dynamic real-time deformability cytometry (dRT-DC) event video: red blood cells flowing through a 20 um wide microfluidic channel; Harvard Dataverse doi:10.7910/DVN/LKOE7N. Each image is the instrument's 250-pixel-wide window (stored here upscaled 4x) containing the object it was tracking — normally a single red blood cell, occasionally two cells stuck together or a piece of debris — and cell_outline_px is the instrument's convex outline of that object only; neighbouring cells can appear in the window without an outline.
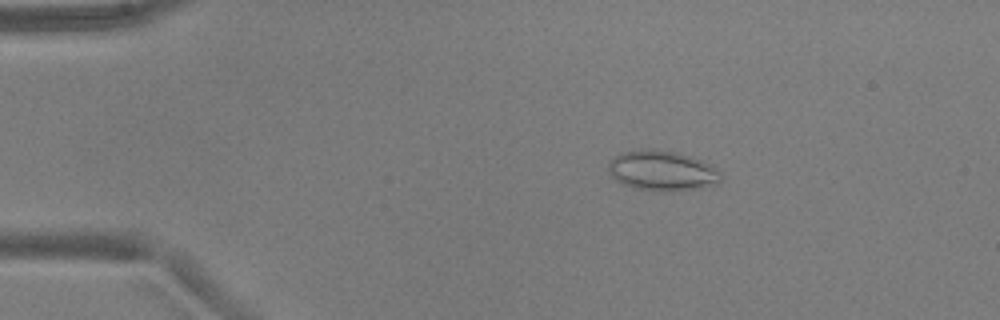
{"species": "common noctule bat (a hibernating species)", "species_latin": "Nyctalus noctula", "temperature_condition": "warm", "stored_images_in_passage": 52, "camera_frame_rate_fps": 3000, "um_per_image_px": 0.085, "animal": {"sex": "male", "body_mass_g": 17.9, "forearm_length_mm": 54.2}, "frame": {"image": 1, "passage_image": 10, "time_ms": 3.0, "image_size_px": [1000, 320], "cell_outline_px": [[720, 180], [716, 184], [692, 188], [664, 192], [632, 188], [620, 184], [608, 172], [608, 164], [620, 152], [676, 152], [700, 160], [716, 168], [720, 172]], "centroid_in_image_um": [56.25, 14.56], "position_along_channel_um": 28.8, "area_um2": 25.32}}
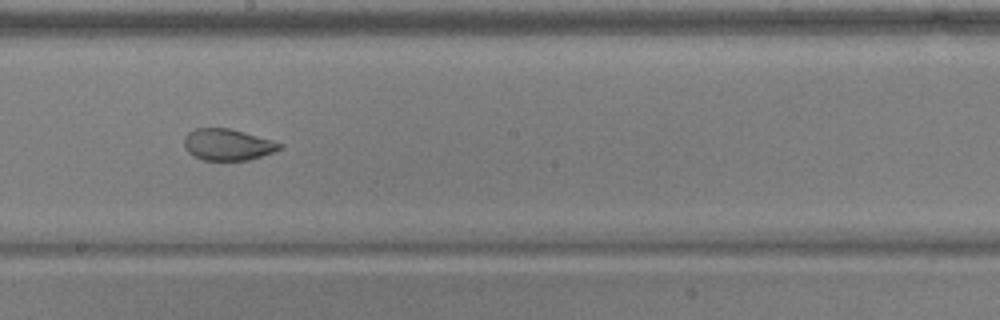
{"frame": {"image": 2, "passage_image": 30, "time_ms": 9.667, "image_size_px": [1000, 320], "cell_outline_px": [[284, 148], [276, 152], [248, 160], [204, 160], [188, 152], [184, 144], [184, 136], [188, 132], [196, 128], [228, 128], [272, 140], [284, 144]], "centroid_in_image_um": [19.39, 12.29], "position_along_channel_um": 228.8, "area_um2": 17.51}}
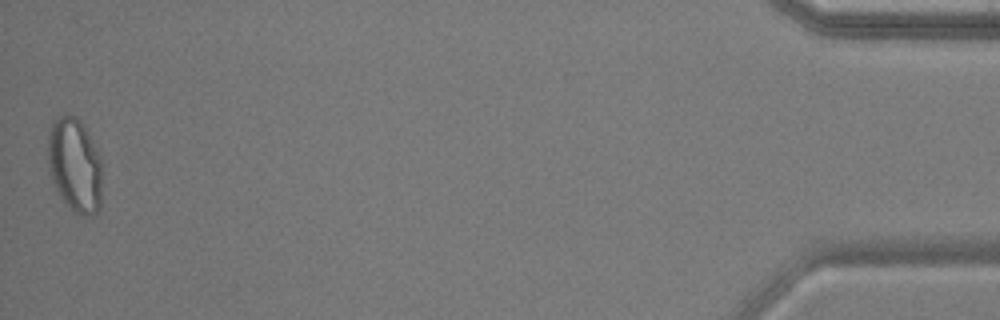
{"frame": {"image": 3, "passage_image": 52, "time_ms": 17.0, "image_size_px": [1000, 320], "cell_outline_px": [[100, 208], [92, 216], [84, 216], [72, 212], [60, 196], [52, 180], [48, 168], [48, 136], [52, 120], [60, 116], [76, 116], [84, 124], [100, 156]], "centroid_in_image_um": [6.34, 14.04], "position_along_channel_um": 428.9, "area_um2": 29.82}, "authors_computed_cell_mechanics": {"area_um2": 23.0622, "velocity_mm_per_s": 3.9236, "shape_relaxation_time_tau1_ms": null, "shape_relaxation_time_tau2_ms": 0.8402, "deformation_change_tau1": null, "deformation_change_tau2": 0.0573}}